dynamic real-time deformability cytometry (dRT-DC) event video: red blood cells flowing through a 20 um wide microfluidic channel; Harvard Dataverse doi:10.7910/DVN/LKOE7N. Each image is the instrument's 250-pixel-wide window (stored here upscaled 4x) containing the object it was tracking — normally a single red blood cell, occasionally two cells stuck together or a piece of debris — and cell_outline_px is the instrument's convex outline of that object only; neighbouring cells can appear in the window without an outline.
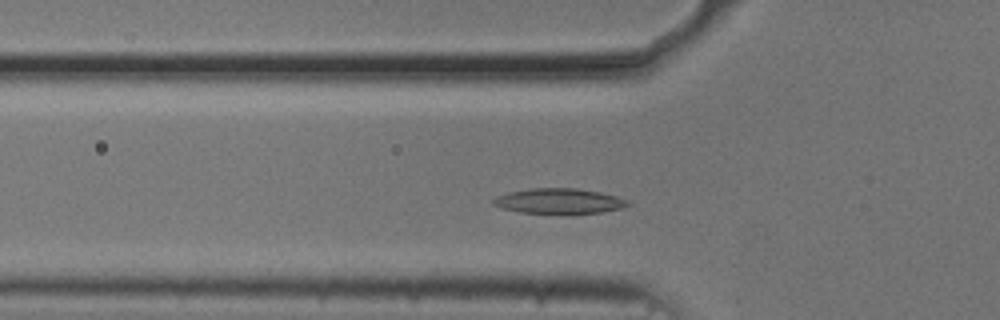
{"species": "common noctule bat (a hibernating species)", "species_latin": "Nyctalus noctula", "temperature_condition": "cold", "stored_images_in_passage": 6, "camera_frame_rate_fps": 3000, "um_per_image_px": 0.085, "animal": {"sex": "male", "body_mass_g": 20.5, "forearm_length_mm": 52.5}, "frame": {"image": 1, "passage_image": 4, "time_ms": 1.0, "image_size_px": [1000, 320], "cell_outline_px": [[632, 204], [620, 208], [600, 212], [568, 216], [564, 216], [520, 212], [500, 208], [492, 204], [492, 200], [496, 196], [508, 192], [528, 188], [576, 188], [600, 192], [616, 196], [628, 200]], "centroid_in_image_um": [47.49, 17.12], "position_along_channel_um": 78.3, "area_um2": 20.63}}